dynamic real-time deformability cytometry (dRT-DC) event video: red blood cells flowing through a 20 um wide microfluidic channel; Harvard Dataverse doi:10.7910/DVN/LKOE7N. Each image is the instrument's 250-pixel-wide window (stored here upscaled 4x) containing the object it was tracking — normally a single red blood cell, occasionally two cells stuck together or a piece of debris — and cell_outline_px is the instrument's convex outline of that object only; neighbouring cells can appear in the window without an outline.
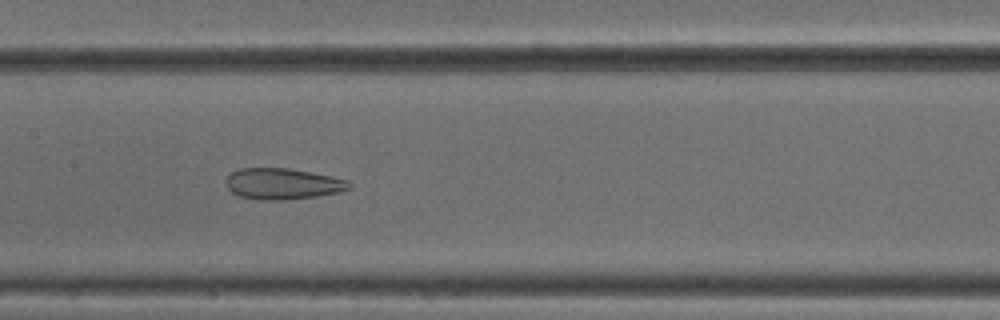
{"species": "common noctule bat (a hibernating species)", "species_latin": "Nyctalus noctula", "temperature_condition": "cold", "stored_images_in_passage": 52, "camera_frame_rate_fps": 3000, "um_per_image_px": 0.085, "animal": {"sex": "male", "body_mass_g": 18.8}, "frame": {"image": 1, "passage_image": 26, "time_ms": 8.333, "image_size_px": [1000, 320], "cell_outline_px": [[352, 188], [340, 192], [316, 196], [284, 200], [260, 200], [240, 196], [232, 192], [228, 188], [224, 180], [232, 172], [240, 168], [288, 168], [348, 180], [352, 184]], "centroid_in_image_um": [24.02, 15.63], "position_along_channel_um": 183.4, "area_um2": 22.25}}
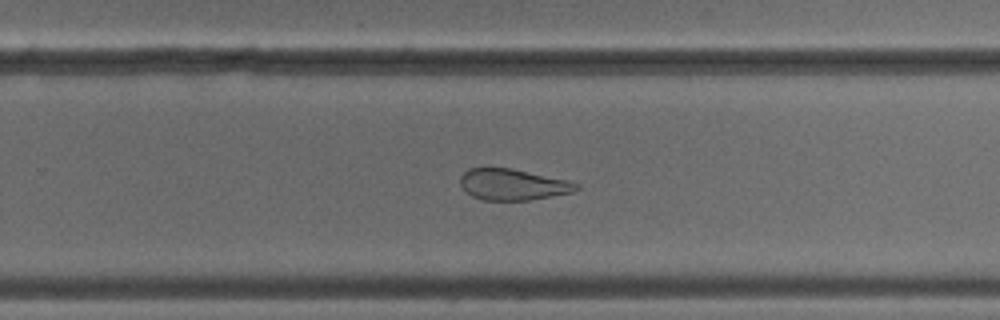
{"frame": {"image": 2, "passage_image": 34, "time_ms": 11.0, "image_size_px": [1000, 320], "cell_outline_px": [[580, 188], [572, 192], [528, 200], [484, 200], [472, 196], [460, 184], [460, 176], [468, 168], [512, 168], [568, 180], [580, 184]], "centroid_in_image_um": [43.6, 15.67], "position_along_channel_um": 286.2, "area_um2": 20.98}}
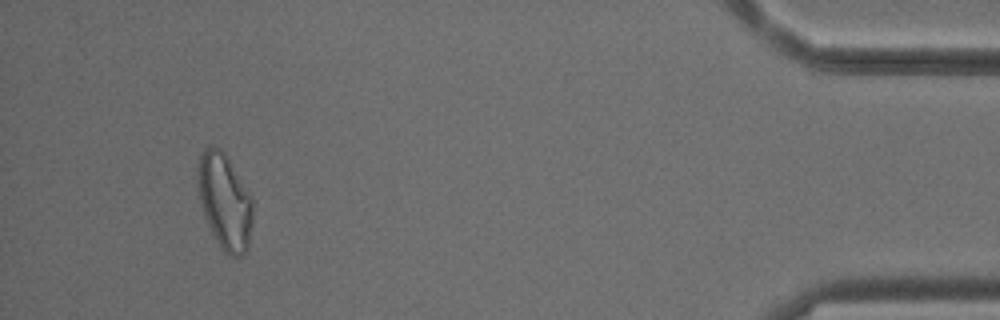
{"frame": {"image": 3, "passage_image": 49, "time_ms": 16.0, "image_size_px": [1000, 320], "cell_outline_px": [[252, 224], [248, 252], [240, 256], [228, 256], [224, 252], [216, 240], [208, 224], [204, 212], [200, 196], [200, 156], [204, 148], [208, 144], [212, 144], [220, 148], [224, 152], [252, 196]], "centroid_in_image_um": [19.16, 17.16], "position_along_channel_um": 416.0, "area_um2": 30.17}, "authors_computed_cell_mechanics": {"area_um2": 28.8133, "velocity_mm_per_s": 3.8782, "shape_relaxation_time_tau1_ms": null, "shape_relaxation_time_tau2_ms": 2.6633, "deformation_change_tau1": null, "deformation_change_tau2": 0.1132}}